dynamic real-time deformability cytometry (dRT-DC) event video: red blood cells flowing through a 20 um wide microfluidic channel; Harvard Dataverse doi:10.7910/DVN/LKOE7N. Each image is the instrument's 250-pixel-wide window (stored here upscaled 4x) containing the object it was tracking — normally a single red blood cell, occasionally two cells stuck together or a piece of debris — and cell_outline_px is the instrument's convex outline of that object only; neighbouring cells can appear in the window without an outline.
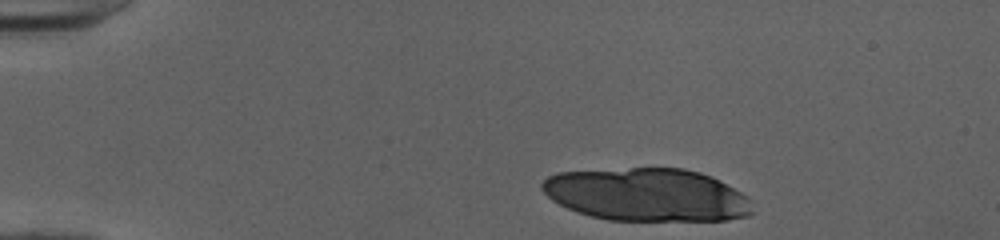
{"species": "human", "species_latin": "Homo sapiens", "temperature_condition": "cold", "stored_images_in_passage": 13, "camera_frame_rate_fps": 3000, "um_per_image_px": 0.085, "donor": {"sex": "female"}, "frame": {"image": 1, "passage_image": 2, "time_ms": 0.333, "image_size_px": [1000, 240], "cell_outline_px": [[752, 212], [748, 216], [724, 220], [608, 220], [576, 212], [552, 200], [540, 188], [540, 184], [548, 176], [556, 172], [632, 168], [684, 168], [700, 172], [712, 176], [748, 196], [752, 200]], "centroid_in_image_um": [55.0, 16.55], "position_along_channel_um": 30.0, "area_um2": 65.08}}